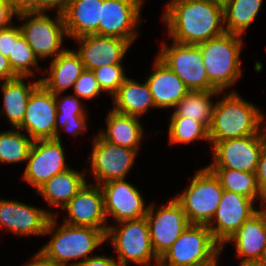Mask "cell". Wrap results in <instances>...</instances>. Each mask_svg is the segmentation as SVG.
Wrapping results in <instances>:
<instances>
[{
  "label": "cell",
  "instance_id": "obj_1",
  "mask_svg": "<svg viewBox=\"0 0 266 266\" xmlns=\"http://www.w3.org/2000/svg\"><path fill=\"white\" fill-rule=\"evenodd\" d=\"M163 21L181 44L198 45L225 32L223 3L215 0H171Z\"/></svg>",
  "mask_w": 266,
  "mask_h": 266
},
{
  "label": "cell",
  "instance_id": "obj_2",
  "mask_svg": "<svg viewBox=\"0 0 266 266\" xmlns=\"http://www.w3.org/2000/svg\"><path fill=\"white\" fill-rule=\"evenodd\" d=\"M54 217V215L51 216L45 234H52L53 230L56 231L52 239L41 248V251L58 266H69L70 260L75 258H82V261L73 262L70 266L84 262L93 257V255L89 256L90 253L107 240L106 233L98 228L74 226L66 223L57 228Z\"/></svg>",
  "mask_w": 266,
  "mask_h": 266
},
{
  "label": "cell",
  "instance_id": "obj_3",
  "mask_svg": "<svg viewBox=\"0 0 266 266\" xmlns=\"http://www.w3.org/2000/svg\"><path fill=\"white\" fill-rule=\"evenodd\" d=\"M224 96L215 104L209 141L218 142L260 134L263 113L234 91L225 93Z\"/></svg>",
  "mask_w": 266,
  "mask_h": 266
},
{
  "label": "cell",
  "instance_id": "obj_4",
  "mask_svg": "<svg viewBox=\"0 0 266 266\" xmlns=\"http://www.w3.org/2000/svg\"><path fill=\"white\" fill-rule=\"evenodd\" d=\"M242 41L240 35L224 32L198 44L209 82L221 92L241 76L239 56Z\"/></svg>",
  "mask_w": 266,
  "mask_h": 266
},
{
  "label": "cell",
  "instance_id": "obj_5",
  "mask_svg": "<svg viewBox=\"0 0 266 266\" xmlns=\"http://www.w3.org/2000/svg\"><path fill=\"white\" fill-rule=\"evenodd\" d=\"M188 187L175 200L184 210L189 224L208 225L224 191L220 180L206 167L198 170Z\"/></svg>",
  "mask_w": 266,
  "mask_h": 266
},
{
  "label": "cell",
  "instance_id": "obj_6",
  "mask_svg": "<svg viewBox=\"0 0 266 266\" xmlns=\"http://www.w3.org/2000/svg\"><path fill=\"white\" fill-rule=\"evenodd\" d=\"M221 250L207 225L190 224L159 259V266H199Z\"/></svg>",
  "mask_w": 266,
  "mask_h": 266
},
{
  "label": "cell",
  "instance_id": "obj_7",
  "mask_svg": "<svg viewBox=\"0 0 266 266\" xmlns=\"http://www.w3.org/2000/svg\"><path fill=\"white\" fill-rule=\"evenodd\" d=\"M120 228L108 226L106 239L110 238L115 251L118 252V262L126 266L128 261L139 265H159V258L153 251L150 239L149 225L146 217L119 222Z\"/></svg>",
  "mask_w": 266,
  "mask_h": 266
},
{
  "label": "cell",
  "instance_id": "obj_8",
  "mask_svg": "<svg viewBox=\"0 0 266 266\" xmlns=\"http://www.w3.org/2000/svg\"><path fill=\"white\" fill-rule=\"evenodd\" d=\"M46 14L45 11L16 14L20 19H28L27 22L19 26L21 35L40 59L53 55L56 58L66 49L61 48L63 46L62 37L67 35L62 13L57 12V17L54 20Z\"/></svg>",
  "mask_w": 266,
  "mask_h": 266
},
{
  "label": "cell",
  "instance_id": "obj_9",
  "mask_svg": "<svg viewBox=\"0 0 266 266\" xmlns=\"http://www.w3.org/2000/svg\"><path fill=\"white\" fill-rule=\"evenodd\" d=\"M157 56L186 85L189 91H219L210 82L198 45L174 42L166 44Z\"/></svg>",
  "mask_w": 266,
  "mask_h": 266
},
{
  "label": "cell",
  "instance_id": "obj_10",
  "mask_svg": "<svg viewBox=\"0 0 266 266\" xmlns=\"http://www.w3.org/2000/svg\"><path fill=\"white\" fill-rule=\"evenodd\" d=\"M265 140L266 133L263 127L261 134L211 142L214 162L207 167L256 173Z\"/></svg>",
  "mask_w": 266,
  "mask_h": 266
},
{
  "label": "cell",
  "instance_id": "obj_11",
  "mask_svg": "<svg viewBox=\"0 0 266 266\" xmlns=\"http://www.w3.org/2000/svg\"><path fill=\"white\" fill-rule=\"evenodd\" d=\"M153 207V204L148 206L145 217L153 251L160 259L190 224L181 205L173 198L167 205L158 207L156 213Z\"/></svg>",
  "mask_w": 266,
  "mask_h": 266
},
{
  "label": "cell",
  "instance_id": "obj_12",
  "mask_svg": "<svg viewBox=\"0 0 266 266\" xmlns=\"http://www.w3.org/2000/svg\"><path fill=\"white\" fill-rule=\"evenodd\" d=\"M253 203L254 200L247 196L223 191L216 213L207 225L214 239L221 245V249L244 222L258 211L254 208ZM214 222L215 225H213Z\"/></svg>",
  "mask_w": 266,
  "mask_h": 266
},
{
  "label": "cell",
  "instance_id": "obj_13",
  "mask_svg": "<svg viewBox=\"0 0 266 266\" xmlns=\"http://www.w3.org/2000/svg\"><path fill=\"white\" fill-rule=\"evenodd\" d=\"M136 150L121 147L105 141L100 135L94 138L91 172L101 185L111 180L125 179L134 164Z\"/></svg>",
  "mask_w": 266,
  "mask_h": 266
},
{
  "label": "cell",
  "instance_id": "obj_14",
  "mask_svg": "<svg viewBox=\"0 0 266 266\" xmlns=\"http://www.w3.org/2000/svg\"><path fill=\"white\" fill-rule=\"evenodd\" d=\"M26 162L23 178L36 190L56 174L69 169L61 140L55 139L35 140Z\"/></svg>",
  "mask_w": 266,
  "mask_h": 266
},
{
  "label": "cell",
  "instance_id": "obj_15",
  "mask_svg": "<svg viewBox=\"0 0 266 266\" xmlns=\"http://www.w3.org/2000/svg\"><path fill=\"white\" fill-rule=\"evenodd\" d=\"M55 94L40 84L30 95L24 119L18 127L24 129L33 141L55 139Z\"/></svg>",
  "mask_w": 266,
  "mask_h": 266
},
{
  "label": "cell",
  "instance_id": "obj_16",
  "mask_svg": "<svg viewBox=\"0 0 266 266\" xmlns=\"http://www.w3.org/2000/svg\"><path fill=\"white\" fill-rule=\"evenodd\" d=\"M144 0H103L99 35L126 39L130 44L137 37L135 28L140 22Z\"/></svg>",
  "mask_w": 266,
  "mask_h": 266
},
{
  "label": "cell",
  "instance_id": "obj_17",
  "mask_svg": "<svg viewBox=\"0 0 266 266\" xmlns=\"http://www.w3.org/2000/svg\"><path fill=\"white\" fill-rule=\"evenodd\" d=\"M106 217L112 215L117 223L145 217L148 206L135 186L125 179L111 180L100 185Z\"/></svg>",
  "mask_w": 266,
  "mask_h": 266
},
{
  "label": "cell",
  "instance_id": "obj_18",
  "mask_svg": "<svg viewBox=\"0 0 266 266\" xmlns=\"http://www.w3.org/2000/svg\"><path fill=\"white\" fill-rule=\"evenodd\" d=\"M63 209L68 213L64 223L98 228L107 233L108 226L105 225L107 217L100 185L92 186L86 182Z\"/></svg>",
  "mask_w": 266,
  "mask_h": 266
},
{
  "label": "cell",
  "instance_id": "obj_19",
  "mask_svg": "<svg viewBox=\"0 0 266 266\" xmlns=\"http://www.w3.org/2000/svg\"><path fill=\"white\" fill-rule=\"evenodd\" d=\"M81 47L77 52L84 68L95 70L103 66L121 64V61L131 45L126 39L88 34L75 38Z\"/></svg>",
  "mask_w": 266,
  "mask_h": 266
},
{
  "label": "cell",
  "instance_id": "obj_20",
  "mask_svg": "<svg viewBox=\"0 0 266 266\" xmlns=\"http://www.w3.org/2000/svg\"><path fill=\"white\" fill-rule=\"evenodd\" d=\"M51 216L52 213L44 209L14 200H0V227L18 235L45 234Z\"/></svg>",
  "mask_w": 266,
  "mask_h": 266
},
{
  "label": "cell",
  "instance_id": "obj_21",
  "mask_svg": "<svg viewBox=\"0 0 266 266\" xmlns=\"http://www.w3.org/2000/svg\"><path fill=\"white\" fill-rule=\"evenodd\" d=\"M234 241L242 263H258L266 251V220L258 210L226 241Z\"/></svg>",
  "mask_w": 266,
  "mask_h": 266
},
{
  "label": "cell",
  "instance_id": "obj_22",
  "mask_svg": "<svg viewBox=\"0 0 266 266\" xmlns=\"http://www.w3.org/2000/svg\"><path fill=\"white\" fill-rule=\"evenodd\" d=\"M103 0H70L62 15L67 37L99 35Z\"/></svg>",
  "mask_w": 266,
  "mask_h": 266
},
{
  "label": "cell",
  "instance_id": "obj_23",
  "mask_svg": "<svg viewBox=\"0 0 266 266\" xmlns=\"http://www.w3.org/2000/svg\"><path fill=\"white\" fill-rule=\"evenodd\" d=\"M154 70L146 82L150 88L155 108L175 107L189 92V89L158 57L154 63Z\"/></svg>",
  "mask_w": 266,
  "mask_h": 266
},
{
  "label": "cell",
  "instance_id": "obj_24",
  "mask_svg": "<svg viewBox=\"0 0 266 266\" xmlns=\"http://www.w3.org/2000/svg\"><path fill=\"white\" fill-rule=\"evenodd\" d=\"M50 63V75L40 78V82L55 95L74 86L76 80L85 70L79 54L68 49L53 58Z\"/></svg>",
  "mask_w": 266,
  "mask_h": 266
},
{
  "label": "cell",
  "instance_id": "obj_25",
  "mask_svg": "<svg viewBox=\"0 0 266 266\" xmlns=\"http://www.w3.org/2000/svg\"><path fill=\"white\" fill-rule=\"evenodd\" d=\"M139 117L124 115L113 109L107 114V130L99 135L109 143L138 151L143 137V128Z\"/></svg>",
  "mask_w": 266,
  "mask_h": 266
},
{
  "label": "cell",
  "instance_id": "obj_26",
  "mask_svg": "<svg viewBox=\"0 0 266 266\" xmlns=\"http://www.w3.org/2000/svg\"><path fill=\"white\" fill-rule=\"evenodd\" d=\"M112 97L113 110L124 115L141 117L149 107H155L146 81L140 84L127 77Z\"/></svg>",
  "mask_w": 266,
  "mask_h": 266
},
{
  "label": "cell",
  "instance_id": "obj_27",
  "mask_svg": "<svg viewBox=\"0 0 266 266\" xmlns=\"http://www.w3.org/2000/svg\"><path fill=\"white\" fill-rule=\"evenodd\" d=\"M83 173L71 168L53 176L36 191L52 206L64 207L85 185Z\"/></svg>",
  "mask_w": 266,
  "mask_h": 266
},
{
  "label": "cell",
  "instance_id": "obj_28",
  "mask_svg": "<svg viewBox=\"0 0 266 266\" xmlns=\"http://www.w3.org/2000/svg\"><path fill=\"white\" fill-rule=\"evenodd\" d=\"M24 78L17 77L2 83L3 109L13 127L18 128L24 119L26 106L31 93L41 84L40 79L26 85Z\"/></svg>",
  "mask_w": 266,
  "mask_h": 266
},
{
  "label": "cell",
  "instance_id": "obj_29",
  "mask_svg": "<svg viewBox=\"0 0 266 266\" xmlns=\"http://www.w3.org/2000/svg\"><path fill=\"white\" fill-rule=\"evenodd\" d=\"M221 91H189L176 105L171 117H185L202 123L208 130L215 105L210 99Z\"/></svg>",
  "mask_w": 266,
  "mask_h": 266
},
{
  "label": "cell",
  "instance_id": "obj_30",
  "mask_svg": "<svg viewBox=\"0 0 266 266\" xmlns=\"http://www.w3.org/2000/svg\"><path fill=\"white\" fill-rule=\"evenodd\" d=\"M58 97L59 94L55 95L57 108L55 140L60 141V135L58 133L59 126L71 134L78 135L81 134V132L84 133V131L87 130V115L84 112L85 109L83 105H81L79 98L74 95H67L61 97V99Z\"/></svg>",
  "mask_w": 266,
  "mask_h": 266
},
{
  "label": "cell",
  "instance_id": "obj_31",
  "mask_svg": "<svg viewBox=\"0 0 266 266\" xmlns=\"http://www.w3.org/2000/svg\"><path fill=\"white\" fill-rule=\"evenodd\" d=\"M262 3L263 0H225L223 3L225 32L241 36L256 18Z\"/></svg>",
  "mask_w": 266,
  "mask_h": 266
},
{
  "label": "cell",
  "instance_id": "obj_32",
  "mask_svg": "<svg viewBox=\"0 0 266 266\" xmlns=\"http://www.w3.org/2000/svg\"><path fill=\"white\" fill-rule=\"evenodd\" d=\"M220 180L226 191L242 194L255 201L263 195L258 187L256 173L242 172L233 169H210Z\"/></svg>",
  "mask_w": 266,
  "mask_h": 266
},
{
  "label": "cell",
  "instance_id": "obj_33",
  "mask_svg": "<svg viewBox=\"0 0 266 266\" xmlns=\"http://www.w3.org/2000/svg\"><path fill=\"white\" fill-rule=\"evenodd\" d=\"M37 59L38 57L21 35L20 28L12 26V48L8 60L13 72L18 77L32 76L31 67H37Z\"/></svg>",
  "mask_w": 266,
  "mask_h": 266
},
{
  "label": "cell",
  "instance_id": "obj_34",
  "mask_svg": "<svg viewBox=\"0 0 266 266\" xmlns=\"http://www.w3.org/2000/svg\"><path fill=\"white\" fill-rule=\"evenodd\" d=\"M15 129L0 132V163L27 161L34 141L20 133L19 128Z\"/></svg>",
  "mask_w": 266,
  "mask_h": 266
},
{
  "label": "cell",
  "instance_id": "obj_35",
  "mask_svg": "<svg viewBox=\"0 0 266 266\" xmlns=\"http://www.w3.org/2000/svg\"><path fill=\"white\" fill-rule=\"evenodd\" d=\"M204 139L209 141V130L200 122L185 117H171L169 125V145Z\"/></svg>",
  "mask_w": 266,
  "mask_h": 266
},
{
  "label": "cell",
  "instance_id": "obj_36",
  "mask_svg": "<svg viewBox=\"0 0 266 266\" xmlns=\"http://www.w3.org/2000/svg\"><path fill=\"white\" fill-rule=\"evenodd\" d=\"M102 91L114 95L127 78L121 64H112L93 70Z\"/></svg>",
  "mask_w": 266,
  "mask_h": 266
},
{
  "label": "cell",
  "instance_id": "obj_37",
  "mask_svg": "<svg viewBox=\"0 0 266 266\" xmlns=\"http://www.w3.org/2000/svg\"><path fill=\"white\" fill-rule=\"evenodd\" d=\"M74 96L78 98L92 99L102 92L92 70L85 69L73 86Z\"/></svg>",
  "mask_w": 266,
  "mask_h": 266
},
{
  "label": "cell",
  "instance_id": "obj_38",
  "mask_svg": "<svg viewBox=\"0 0 266 266\" xmlns=\"http://www.w3.org/2000/svg\"><path fill=\"white\" fill-rule=\"evenodd\" d=\"M256 178L262 195H266V140L263 142L260 152Z\"/></svg>",
  "mask_w": 266,
  "mask_h": 266
},
{
  "label": "cell",
  "instance_id": "obj_39",
  "mask_svg": "<svg viewBox=\"0 0 266 266\" xmlns=\"http://www.w3.org/2000/svg\"><path fill=\"white\" fill-rule=\"evenodd\" d=\"M70 0H35V11H48L56 8L57 12L62 13Z\"/></svg>",
  "mask_w": 266,
  "mask_h": 266
},
{
  "label": "cell",
  "instance_id": "obj_40",
  "mask_svg": "<svg viewBox=\"0 0 266 266\" xmlns=\"http://www.w3.org/2000/svg\"><path fill=\"white\" fill-rule=\"evenodd\" d=\"M16 14L6 0H0V30L8 28L12 24L13 15Z\"/></svg>",
  "mask_w": 266,
  "mask_h": 266
},
{
  "label": "cell",
  "instance_id": "obj_41",
  "mask_svg": "<svg viewBox=\"0 0 266 266\" xmlns=\"http://www.w3.org/2000/svg\"><path fill=\"white\" fill-rule=\"evenodd\" d=\"M12 48V25L0 30V53L8 57Z\"/></svg>",
  "mask_w": 266,
  "mask_h": 266
},
{
  "label": "cell",
  "instance_id": "obj_42",
  "mask_svg": "<svg viewBox=\"0 0 266 266\" xmlns=\"http://www.w3.org/2000/svg\"><path fill=\"white\" fill-rule=\"evenodd\" d=\"M76 266H122L118 260L105 256H93Z\"/></svg>",
  "mask_w": 266,
  "mask_h": 266
},
{
  "label": "cell",
  "instance_id": "obj_43",
  "mask_svg": "<svg viewBox=\"0 0 266 266\" xmlns=\"http://www.w3.org/2000/svg\"><path fill=\"white\" fill-rule=\"evenodd\" d=\"M6 1L16 13L35 11V0H6Z\"/></svg>",
  "mask_w": 266,
  "mask_h": 266
},
{
  "label": "cell",
  "instance_id": "obj_44",
  "mask_svg": "<svg viewBox=\"0 0 266 266\" xmlns=\"http://www.w3.org/2000/svg\"><path fill=\"white\" fill-rule=\"evenodd\" d=\"M17 77L10 66L8 57L0 53V80L6 81Z\"/></svg>",
  "mask_w": 266,
  "mask_h": 266
},
{
  "label": "cell",
  "instance_id": "obj_45",
  "mask_svg": "<svg viewBox=\"0 0 266 266\" xmlns=\"http://www.w3.org/2000/svg\"><path fill=\"white\" fill-rule=\"evenodd\" d=\"M32 262L24 266H58L54 261L49 259L41 250L31 259Z\"/></svg>",
  "mask_w": 266,
  "mask_h": 266
},
{
  "label": "cell",
  "instance_id": "obj_46",
  "mask_svg": "<svg viewBox=\"0 0 266 266\" xmlns=\"http://www.w3.org/2000/svg\"><path fill=\"white\" fill-rule=\"evenodd\" d=\"M262 205H264L266 203V195H264L261 199ZM265 208H262L261 210L259 209V211L263 214L265 220H266V205L264 206Z\"/></svg>",
  "mask_w": 266,
  "mask_h": 266
},
{
  "label": "cell",
  "instance_id": "obj_47",
  "mask_svg": "<svg viewBox=\"0 0 266 266\" xmlns=\"http://www.w3.org/2000/svg\"><path fill=\"white\" fill-rule=\"evenodd\" d=\"M217 258H218V256L216 258H214L213 260H211L210 262L199 265V266H218L217 265Z\"/></svg>",
  "mask_w": 266,
  "mask_h": 266
},
{
  "label": "cell",
  "instance_id": "obj_48",
  "mask_svg": "<svg viewBox=\"0 0 266 266\" xmlns=\"http://www.w3.org/2000/svg\"><path fill=\"white\" fill-rule=\"evenodd\" d=\"M257 264L258 266H266V251L264 252L261 260Z\"/></svg>",
  "mask_w": 266,
  "mask_h": 266
},
{
  "label": "cell",
  "instance_id": "obj_49",
  "mask_svg": "<svg viewBox=\"0 0 266 266\" xmlns=\"http://www.w3.org/2000/svg\"><path fill=\"white\" fill-rule=\"evenodd\" d=\"M239 266H258L256 263H242Z\"/></svg>",
  "mask_w": 266,
  "mask_h": 266
},
{
  "label": "cell",
  "instance_id": "obj_50",
  "mask_svg": "<svg viewBox=\"0 0 266 266\" xmlns=\"http://www.w3.org/2000/svg\"><path fill=\"white\" fill-rule=\"evenodd\" d=\"M215 1H218V2H221V3L225 2V0H215Z\"/></svg>",
  "mask_w": 266,
  "mask_h": 266
}]
</instances>
